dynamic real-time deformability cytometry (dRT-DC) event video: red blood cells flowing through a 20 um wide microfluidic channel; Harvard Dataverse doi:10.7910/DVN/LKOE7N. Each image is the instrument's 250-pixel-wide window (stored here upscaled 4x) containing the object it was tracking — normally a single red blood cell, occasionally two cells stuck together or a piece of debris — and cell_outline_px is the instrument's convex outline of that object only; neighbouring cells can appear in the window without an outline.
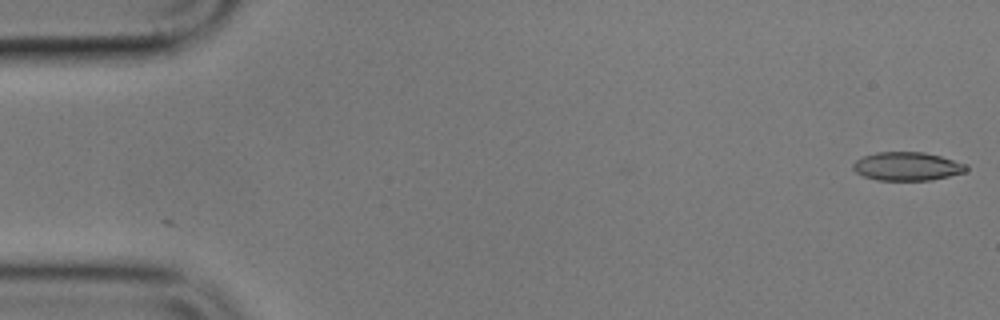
{"species": "common noctule bat (a hibernating species)", "species_latin": "Nyctalus noctula", "temperature_condition": "cold", "stored_images_in_passage": 11, "camera_frame_rate_fps": 3000, "um_per_image_px": 0.085, "animal": {"sex": "male", "body_mass_g": 17.9}, "frame": {"image": 1, "passage_image": 1, "time_ms": 0.0, "image_size_px": [1000, 320], "cell_outline_px": [[968, 168], [964, 172], [932, 180], [876, 180], [864, 176], [856, 172], [852, 168], [852, 164], [856, 160], [864, 156], [876, 152], [924, 152], [940, 156], [968, 164]], "centroid_in_image_um": [77.1, 14.13], "position_along_channel_um": 7.9, "area_um2": 18.79}}
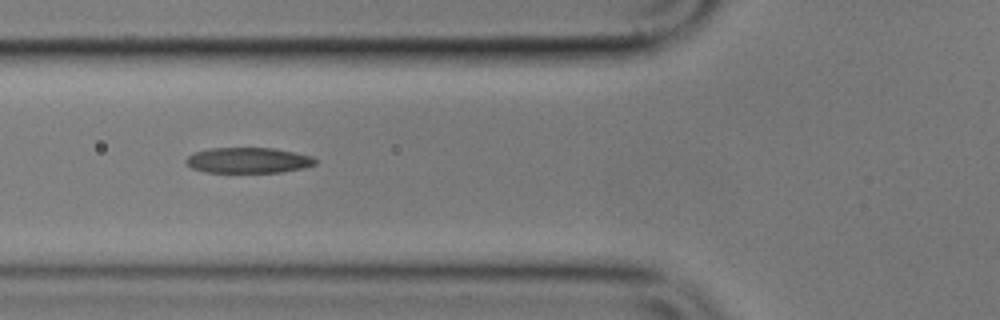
{"frame": {"image": 2, "passage_image": 6, "time_ms": 6.667, "image_size_px": [1000, 320], "cell_outline_px": [[316, 164], [304, 168], [280, 172], [204, 172], [192, 168], [184, 160], [188, 156], [196, 152], [208, 148], [272, 148], [312, 156], [316, 160]], "centroid_in_image_um": [21.09, 13.63], "position_along_channel_um": 104.7, "area_um2": 19.13}}
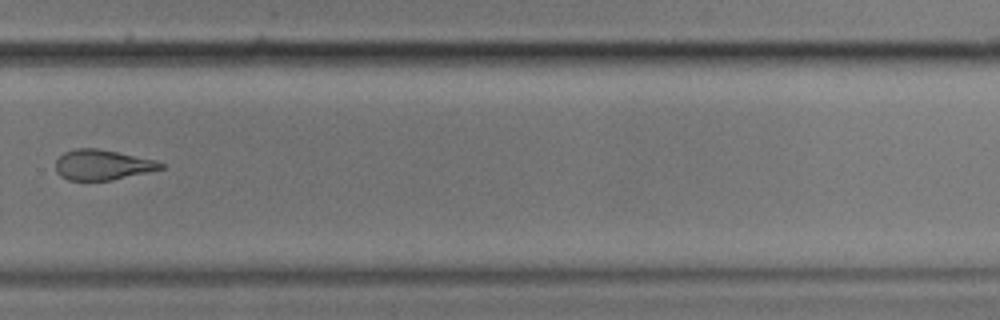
{"frame": {"image": 3, "passage_image": 11, "time_ms": 13.0, "image_size_px": [1000, 320], "cell_outline_px": [[164, 168], [148, 172], [112, 180], [68, 180], [60, 176], [56, 172], [56, 160], [64, 152], [76, 148], [96, 148], [156, 160], [164, 164]], "centroid_in_image_um": [8.69, 14.01], "position_along_channel_um": 321.1, "area_um2": 18.44}}